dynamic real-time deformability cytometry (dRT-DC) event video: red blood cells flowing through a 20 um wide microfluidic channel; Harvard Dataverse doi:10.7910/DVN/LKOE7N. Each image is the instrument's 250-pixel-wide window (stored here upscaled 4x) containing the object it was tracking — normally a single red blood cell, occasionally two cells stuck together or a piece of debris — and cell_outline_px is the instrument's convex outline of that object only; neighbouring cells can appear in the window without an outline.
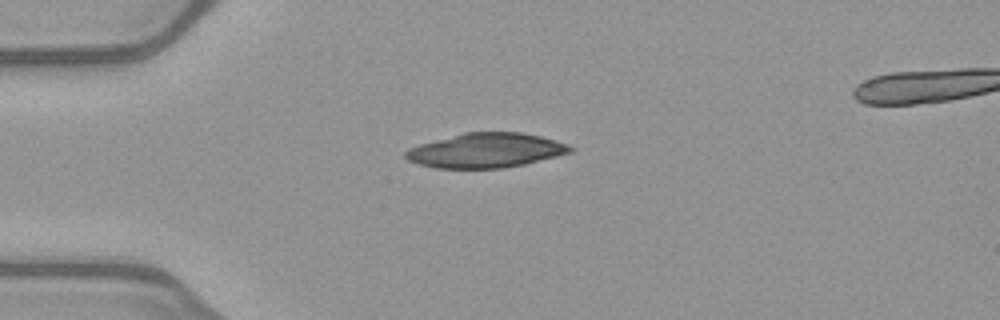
{"species": "common noctule bat (a hibernating species)", "species_latin": "Nyctalus noctula", "temperature_condition": "warm", "stored_images_in_passage": 39, "camera_frame_rate_fps": 3000, "um_per_image_px": 0.085, "animal": {"sex": "female", "body_mass_g": 21.9}, "frame": {"image": 1, "passage_image": 1, "time_ms": 0.0, "image_size_px": [1000, 320], "cell_outline_px": [[576, 148], [572, 152], [524, 164], [504, 168], [436, 168], [420, 164], [408, 160], [404, 156], [404, 152], [408, 148], [420, 144], [464, 132], [520, 132], [540, 136], [556, 140], [568, 144]], "centroid_in_image_um": [41.31, 12.78], "position_along_channel_um": 43.7, "area_um2": 33.12}}